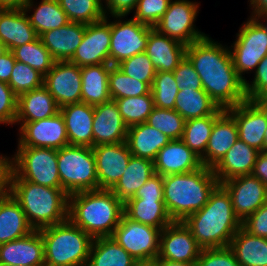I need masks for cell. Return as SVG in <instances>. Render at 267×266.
I'll list each match as a JSON object with an SVG mask.
<instances>
[{
  "label": "cell",
  "mask_w": 267,
  "mask_h": 266,
  "mask_svg": "<svg viewBox=\"0 0 267 266\" xmlns=\"http://www.w3.org/2000/svg\"><path fill=\"white\" fill-rule=\"evenodd\" d=\"M185 56L198 73L203 90L219 108L226 110L247 101L245 81L235 70L228 47L207 35L187 45Z\"/></svg>",
  "instance_id": "6da1fadb"
},
{
  "label": "cell",
  "mask_w": 267,
  "mask_h": 266,
  "mask_svg": "<svg viewBox=\"0 0 267 266\" xmlns=\"http://www.w3.org/2000/svg\"><path fill=\"white\" fill-rule=\"evenodd\" d=\"M183 222L202 249L228 247L242 227L234 213L230 194L221 184L210 194L207 204Z\"/></svg>",
  "instance_id": "7a4b0ae2"
},
{
  "label": "cell",
  "mask_w": 267,
  "mask_h": 266,
  "mask_svg": "<svg viewBox=\"0 0 267 266\" xmlns=\"http://www.w3.org/2000/svg\"><path fill=\"white\" fill-rule=\"evenodd\" d=\"M124 214V203L111 190L69 195L68 219L93 238L112 236Z\"/></svg>",
  "instance_id": "3957f363"
},
{
  "label": "cell",
  "mask_w": 267,
  "mask_h": 266,
  "mask_svg": "<svg viewBox=\"0 0 267 266\" xmlns=\"http://www.w3.org/2000/svg\"><path fill=\"white\" fill-rule=\"evenodd\" d=\"M162 178L164 204L173 221H184L202 209L220 184L212 168L204 165L192 172L170 174Z\"/></svg>",
  "instance_id": "277c9868"
},
{
  "label": "cell",
  "mask_w": 267,
  "mask_h": 266,
  "mask_svg": "<svg viewBox=\"0 0 267 266\" xmlns=\"http://www.w3.org/2000/svg\"><path fill=\"white\" fill-rule=\"evenodd\" d=\"M9 193L20 204L34 230L68 219L69 195L63 189L10 177Z\"/></svg>",
  "instance_id": "5b68a950"
},
{
  "label": "cell",
  "mask_w": 267,
  "mask_h": 266,
  "mask_svg": "<svg viewBox=\"0 0 267 266\" xmlns=\"http://www.w3.org/2000/svg\"><path fill=\"white\" fill-rule=\"evenodd\" d=\"M45 266H87L94 238L70 219L39 229Z\"/></svg>",
  "instance_id": "8992f818"
},
{
  "label": "cell",
  "mask_w": 267,
  "mask_h": 266,
  "mask_svg": "<svg viewBox=\"0 0 267 266\" xmlns=\"http://www.w3.org/2000/svg\"><path fill=\"white\" fill-rule=\"evenodd\" d=\"M59 178L68 194L99 190L93 149L68 145L57 150Z\"/></svg>",
  "instance_id": "52a82bcc"
},
{
  "label": "cell",
  "mask_w": 267,
  "mask_h": 266,
  "mask_svg": "<svg viewBox=\"0 0 267 266\" xmlns=\"http://www.w3.org/2000/svg\"><path fill=\"white\" fill-rule=\"evenodd\" d=\"M11 158L10 177L42 186L62 189L59 178L57 149L42 147H17Z\"/></svg>",
  "instance_id": "ba28073f"
},
{
  "label": "cell",
  "mask_w": 267,
  "mask_h": 266,
  "mask_svg": "<svg viewBox=\"0 0 267 266\" xmlns=\"http://www.w3.org/2000/svg\"><path fill=\"white\" fill-rule=\"evenodd\" d=\"M236 41L229 47L233 66L238 75L255 71L260 61L267 55V34L264 29L250 17L239 28ZM250 71V72H249Z\"/></svg>",
  "instance_id": "9c48e42d"
},
{
  "label": "cell",
  "mask_w": 267,
  "mask_h": 266,
  "mask_svg": "<svg viewBox=\"0 0 267 266\" xmlns=\"http://www.w3.org/2000/svg\"><path fill=\"white\" fill-rule=\"evenodd\" d=\"M160 232L123 214L111 237L138 262L152 261L159 256Z\"/></svg>",
  "instance_id": "30bf717a"
},
{
  "label": "cell",
  "mask_w": 267,
  "mask_h": 266,
  "mask_svg": "<svg viewBox=\"0 0 267 266\" xmlns=\"http://www.w3.org/2000/svg\"><path fill=\"white\" fill-rule=\"evenodd\" d=\"M113 17L116 18L114 22L108 21L107 16L104 19L111 26L109 64L117 66L122 61L145 52L149 32L154 27L140 23L134 18L122 21L125 16Z\"/></svg>",
  "instance_id": "8fae6325"
},
{
  "label": "cell",
  "mask_w": 267,
  "mask_h": 266,
  "mask_svg": "<svg viewBox=\"0 0 267 266\" xmlns=\"http://www.w3.org/2000/svg\"><path fill=\"white\" fill-rule=\"evenodd\" d=\"M199 3L189 0H171L167 11L161 17L154 28L161 34L167 35L183 44L190 45L193 42L205 38L207 35L198 31L194 25Z\"/></svg>",
  "instance_id": "7c38bea8"
},
{
  "label": "cell",
  "mask_w": 267,
  "mask_h": 266,
  "mask_svg": "<svg viewBox=\"0 0 267 266\" xmlns=\"http://www.w3.org/2000/svg\"><path fill=\"white\" fill-rule=\"evenodd\" d=\"M235 119L238 139L258 151H264V137L267 128V99L245 101L226 109Z\"/></svg>",
  "instance_id": "4fadbf2b"
},
{
  "label": "cell",
  "mask_w": 267,
  "mask_h": 266,
  "mask_svg": "<svg viewBox=\"0 0 267 266\" xmlns=\"http://www.w3.org/2000/svg\"><path fill=\"white\" fill-rule=\"evenodd\" d=\"M20 125L18 147L61 149L68 146V136L61 113L33 122H15Z\"/></svg>",
  "instance_id": "5bb4252c"
},
{
  "label": "cell",
  "mask_w": 267,
  "mask_h": 266,
  "mask_svg": "<svg viewBox=\"0 0 267 266\" xmlns=\"http://www.w3.org/2000/svg\"><path fill=\"white\" fill-rule=\"evenodd\" d=\"M230 194L235 215L243 222L267 202V186L252 174L220 183Z\"/></svg>",
  "instance_id": "9a60e30c"
},
{
  "label": "cell",
  "mask_w": 267,
  "mask_h": 266,
  "mask_svg": "<svg viewBox=\"0 0 267 266\" xmlns=\"http://www.w3.org/2000/svg\"><path fill=\"white\" fill-rule=\"evenodd\" d=\"M202 248L183 221H173L160 232L159 258L195 264Z\"/></svg>",
  "instance_id": "2e32d148"
},
{
  "label": "cell",
  "mask_w": 267,
  "mask_h": 266,
  "mask_svg": "<svg viewBox=\"0 0 267 266\" xmlns=\"http://www.w3.org/2000/svg\"><path fill=\"white\" fill-rule=\"evenodd\" d=\"M44 86L54 97L59 108L81 102L80 67L70 61H56L44 76Z\"/></svg>",
  "instance_id": "e0dca14e"
},
{
  "label": "cell",
  "mask_w": 267,
  "mask_h": 266,
  "mask_svg": "<svg viewBox=\"0 0 267 266\" xmlns=\"http://www.w3.org/2000/svg\"><path fill=\"white\" fill-rule=\"evenodd\" d=\"M111 26L105 20L85 25L81 44L69 60L79 67L109 64Z\"/></svg>",
  "instance_id": "ac0fdd59"
},
{
  "label": "cell",
  "mask_w": 267,
  "mask_h": 266,
  "mask_svg": "<svg viewBox=\"0 0 267 266\" xmlns=\"http://www.w3.org/2000/svg\"><path fill=\"white\" fill-rule=\"evenodd\" d=\"M99 189L110 190L124 174L132 156L126 142L92 147Z\"/></svg>",
  "instance_id": "d6986e66"
},
{
  "label": "cell",
  "mask_w": 267,
  "mask_h": 266,
  "mask_svg": "<svg viewBox=\"0 0 267 266\" xmlns=\"http://www.w3.org/2000/svg\"><path fill=\"white\" fill-rule=\"evenodd\" d=\"M93 147L126 141L128 127L124 123L115 100L94 106Z\"/></svg>",
  "instance_id": "ffe728a7"
},
{
  "label": "cell",
  "mask_w": 267,
  "mask_h": 266,
  "mask_svg": "<svg viewBox=\"0 0 267 266\" xmlns=\"http://www.w3.org/2000/svg\"><path fill=\"white\" fill-rule=\"evenodd\" d=\"M0 263L45 266L44 242L39 230L0 245Z\"/></svg>",
  "instance_id": "44dd1931"
},
{
  "label": "cell",
  "mask_w": 267,
  "mask_h": 266,
  "mask_svg": "<svg viewBox=\"0 0 267 266\" xmlns=\"http://www.w3.org/2000/svg\"><path fill=\"white\" fill-rule=\"evenodd\" d=\"M155 173L161 176L192 172L202 167L198 157L181 139L171 140L153 161Z\"/></svg>",
  "instance_id": "7402d4cb"
},
{
  "label": "cell",
  "mask_w": 267,
  "mask_h": 266,
  "mask_svg": "<svg viewBox=\"0 0 267 266\" xmlns=\"http://www.w3.org/2000/svg\"><path fill=\"white\" fill-rule=\"evenodd\" d=\"M63 116L69 145L93 147L94 106L78 102L59 109Z\"/></svg>",
  "instance_id": "603a6c76"
},
{
  "label": "cell",
  "mask_w": 267,
  "mask_h": 266,
  "mask_svg": "<svg viewBox=\"0 0 267 266\" xmlns=\"http://www.w3.org/2000/svg\"><path fill=\"white\" fill-rule=\"evenodd\" d=\"M238 140L235 119L225 110L215 121L205 154L200 158L202 165L213 168Z\"/></svg>",
  "instance_id": "cb8c5ba5"
},
{
  "label": "cell",
  "mask_w": 267,
  "mask_h": 266,
  "mask_svg": "<svg viewBox=\"0 0 267 266\" xmlns=\"http://www.w3.org/2000/svg\"><path fill=\"white\" fill-rule=\"evenodd\" d=\"M186 45L153 28L148 35L145 53L157 72H173L185 57Z\"/></svg>",
  "instance_id": "d4e9b609"
},
{
  "label": "cell",
  "mask_w": 267,
  "mask_h": 266,
  "mask_svg": "<svg viewBox=\"0 0 267 266\" xmlns=\"http://www.w3.org/2000/svg\"><path fill=\"white\" fill-rule=\"evenodd\" d=\"M259 153L260 151L238 139L212 168L213 173L219 183L237 176L252 174Z\"/></svg>",
  "instance_id": "484cf974"
},
{
  "label": "cell",
  "mask_w": 267,
  "mask_h": 266,
  "mask_svg": "<svg viewBox=\"0 0 267 266\" xmlns=\"http://www.w3.org/2000/svg\"><path fill=\"white\" fill-rule=\"evenodd\" d=\"M38 37L23 9H0V41L7 50L31 43Z\"/></svg>",
  "instance_id": "4316f807"
},
{
  "label": "cell",
  "mask_w": 267,
  "mask_h": 266,
  "mask_svg": "<svg viewBox=\"0 0 267 266\" xmlns=\"http://www.w3.org/2000/svg\"><path fill=\"white\" fill-rule=\"evenodd\" d=\"M85 33V24L69 22L68 24L47 32L39 37L55 61H69Z\"/></svg>",
  "instance_id": "83f0119b"
},
{
  "label": "cell",
  "mask_w": 267,
  "mask_h": 266,
  "mask_svg": "<svg viewBox=\"0 0 267 266\" xmlns=\"http://www.w3.org/2000/svg\"><path fill=\"white\" fill-rule=\"evenodd\" d=\"M59 106L48 89L43 85L17 97L15 122H33L55 116Z\"/></svg>",
  "instance_id": "f1b7e54d"
},
{
  "label": "cell",
  "mask_w": 267,
  "mask_h": 266,
  "mask_svg": "<svg viewBox=\"0 0 267 266\" xmlns=\"http://www.w3.org/2000/svg\"><path fill=\"white\" fill-rule=\"evenodd\" d=\"M170 141L156 128L141 123L128 128L125 142L132 156L154 161L157 153Z\"/></svg>",
  "instance_id": "f546056e"
},
{
  "label": "cell",
  "mask_w": 267,
  "mask_h": 266,
  "mask_svg": "<svg viewBox=\"0 0 267 266\" xmlns=\"http://www.w3.org/2000/svg\"><path fill=\"white\" fill-rule=\"evenodd\" d=\"M34 231L20 204L9 193L0 197V245Z\"/></svg>",
  "instance_id": "4dcf8cb0"
},
{
  "label": "cell",
  "mask_w": 267,
  "mask_h": 266,
  "mask_svg": "<svg viewBox=\"0 0 267 266\" xmlns=\"http://www.w3.org/2000/svg\"><path fill=\"white\" fill-rule=\"evenodd\" d=\"M154 174L156 173L153 161L131 156L124 174L110 190L119 200L125 203L128 199L134 197L136 192Z\"/></svg>",
  "instance_id": "1f68e13d"
},
{
  "label": "cell",
  "mask_w": 267,
  "mask_h": 266,
  "mask_svg": "<svg viewBox=\"0 0 267 266\" xmlns=\"http://www.w3.org/2000/svg\"><path fill=\"white\" fill-rule=\"evenodd\" d=\"M124 214L133 221L159 228L161 231L173 222L164 199L130 198L124 203Z\"/></svg>",
  "instance_id": "d6a6232c"
},
{
  "label": "cell",
  "mask_w": 267,
  "mask_h": 266,
  "mask_svg": "<svg viewBox=\"0 0 267 266\" xmlns=\"http://www.w3.org/2000/svg\"><path fill=\"white\" fill-rule=\"evenodd\" d=\"M228 247L240 266H267V238L254 236L241 227Z\"/></svg>",
  "instance_id": "836d02e7"
},
{
  "label": "cell",
  "mask_w": 267,
  "mask_h": 266,
  "mask_svg": "<svg viewBox=\"0 0 267 266\" xmlns=\"http://www.w3.org/2000/svg\"><path fill=\"white\" fill-rule=\"evenodd\" d=\"M110 68V64L80 67L82 79L81 102L95 106L111 99L108 83Z\"/></svg>",
  "instance_id": "e575fe53"
},
{
  "label": "cell",
  "mask_w": 267,
  "mask_h": 266,
  "mask_svg": "<svg viewBox=\"0 0 267 266\" xmlns=\"http://www.w3.org/2000/svg\"><path fill=\"white\" fill-rule=\"evenodd\" d=\"M35 5L36 3L34 4L33 0H28L24 5L23 11L26 13L29 11L28 13H30L31 9L35 10L33 14L29 16L27 14V17L38 36L70 22L66 13L60 7L58 0H42L39 5Z\"/></svg>",
  "instance_id": "d590c367"
},
{
  "label": "cell",
  "mask_w": 267,
  "mask_h": 266,
  "mask_svg": "<svg viewBox=\"0 0 267 266\" xmlns=\"http://www.w3.org/2000/svg\"><path fill=\"white\" fill-rule=\"evenodd\" d=\"M174 110L185 120L221 115L225 111V109L219 108L203 89L179 90Z\"/></svg>",
  "instance_id": "8d00e7d4"
},
{
  "label": "cell",
  "mask_w": 267,
  "mask_h": 266,
  "mask_svg": "<svg viewBox=\"0 0 267 266\" xmlns=\"http://www.w3.org/2000/svg\"><path fill=\"white\" fill-rule=\"evenodd\" d=\"M134 259L111 236L94 238L87 266H134Z\"/></svg>",
  "instance_id": "74e56055"
},
{
  "label": "cell",
  "mask_w": 267,
  "mask_h": 266,
  "mask_svg": "<svg viewBox=\"0 0 267 266\" xmlns=\"http://www.w3.org/2000/svg\"><path fill=\"white\" fill-rule=\"evenodd\" d=\"M220 115H209L202 118L185 120L181 140L198 156L205 154L214 121Z\"/></svg>",
  "instance_id": "f35d334b"
},
{
  "label": "cell",
  "mask_w": 267,
  "mask_h": 266,
  "mask_svg": "<svg viewBox=\"0 0 267 266\" xmlns=\"http://www.w3.org/2000/svg\"><path fill=\"white\" fill-rule=\"evenodd\" d=\"M15 60L29 65L44 76L51 70L55 59L42 43L40 37L35 41L20 45L11 50Z\"/></svg>",
  "instance_id": "ab89813d"
},
{
  "label": "cell",
  "mask_w": 267,
  "mask_h": 266,
  "mask_svg": "<svg viewBox=\"0 0 267 266\" xmlns=\"http://www.w3.org/2000/svg\"><path fill=\"white\" fill-rule=\"evenodd\" d=\"M126 126L146 123L148 116L154 109L151 91L148 94L137 97L114 99Z\"/></svg>",
  "instance_id": "60d3db41"
},
{
  "label": "cell",
  "mask_w": 267,
  "mask_h": 266,
  "mask_svg": "<svg viewBox=\"0 0 267 266\" xmlns=\"http://www.w3.org/2000/svg\"><path fill=\"white\" fill-rule=\"evenodd\" d=\"M70 22L85 25L105 18L102 0H58Z\"/></svg>",
  "instance_id": "b9f144b4"
},
{
  "label": "cell",
  "mask_w": 267,
  "mask_h": 266,
  "mask_svg": "<svg viewBox=\"0 0 267 266\" xmlns=\"http://www.w3.org/2000/svg\"><path fill=\"white\" fill-rule=\"evenodd\" d=\"M109 93L111 99L137 97L148 94L151 87L124 74L117 66H112L108 75Z\"/></svg>",
  "instance_id": "7bdbcfd3"
},
{
  "label": "cell",
  "mask_w": 267,
  "mask_h": 266,
  "mask_svg": "<svg viewBox=\"0 0 267 266\" xmlns=\"http://www.w3.org/2000/svg\"><path fill=\"white\" fill-rule=\"evenodd\" d=\"M146 124L156 128L170 140H178L182 138L185 119L174 109L154 107Z\"/></svg>",
  "instance_id": "ee69618b"
},
{
  "label": "cell",
  "mask_w": 267,
  "mask_h": 266,
  "mask_svg": "<svg viewBox=\"0 0 267 266\" xmlns=\"http://www.w3.org/2000/svg\"><path fill=\"white\" fill-rule=\"evenodd\" d=\"M179 88L173 72H156L151 87L154 106L163 109H174Z\"/></svg>",
  "instance_id": "f6af8a7d"
},
{
  "label": "cell",
  "mask_w": 267,
  "mask_h": 266,
  "mask_svg": "<svg viewBox=\"0 0 267 266\" xmlns=\"http://www.w3.org/2000/svg\"><path fill=\"white\" fill-rule=\"evenodd\" d=\"M8 85L18 97L44 85V75L27 64L15 61Z\"/></svg>",
  "instance_id": "bcb514c9"
},
{
  "label": "cell",
  "mask_w": 267,
  "mask_h": 266,
  "mask_svg": "<svg viewBox=\"0 0 267 266\" xmlns=\"http://www.w3.org/2000/svg\"><path fill=\"white\" fill-rule=\"evenodd\" d=\"M117 67L129 77L147 83L152 87L156 69L145 52L136 54L119 63Z\"/></svg>",
  "instance_id": "7dc6e473"
},
{
  "label": "cell",
  "mask_w": 267,
  "mask_h": 266,
  "mask_svg": "<svg viewBox=\"0 0 267 266\" xmlns=\"http://www.w3.org/2000/svg\"><path fill=\"white\" fill-rule=\"evenodd\" d=\"M170 2L171 0H138L133 18L154 27L167 11Z\"/></svg>",
  "instance_id": "c3c4849f"
},
{
  "label": "cell",
  "mask_w": 267,
  "mask_h": 266,
  "mask_svg": "<svg viewBox=\"0 0 267 266\" xmlns=\"http://www.w3.org/2000/svg\"><path fill=\"white\" fill-rule=\"evenodd\" d=\"M195 266H240L229 247L202 249Z\"/></svg>",
  "instance_id": "681fc988"
},
{
  "label": "cell",
  "mask_w": 267,
  "mask_h": 266,
  "mask_svg": "<svg viewBox=\"0 0 267 266\" xmlns=\"http://www.w3.org/2000/svg\"><path fill=\"white\" fill-rule=\"evenodd\" d=\"M252 81H245V93L248 101L267 99V55L260 61Z\"/></svg>",
  "instance_id": "f907efd6"
},
{
  "label": "cell",
  "mask_w": 267,
  "mask_h": 266,
  "mask_svg": "<svg viewBox=\"0 0 267 266\" xmlns=\"http://www.w3.org/2000/svg\"><path fill=\"white\" fill-rule=\"evenodd\" d=\"M173 74L179 90L194 89L197 91L203 89L198 73L186 56L179 62Z\"/></svg>",
  "instance_id": "816d5d0a"
},
{
  "label": "cell",
  "mask_w": 267,
  "mask_h": 266,
  "mask_svg": "<svg viewBox=\"0 0 267 266\" xmlns=\"http://www.w3.org/2000/svg\"><path fill=\"white\" fill-rule=\"evenodd\" d=\"M16 115L17 96L7 83L0 81V124H15Z\"/></svg>",
  "instance_id": "f5cc1de1"
},
{
  "label": "cell",
  "mask_w": 267,
  "mask_h": 266,
  "mask_svg": "<svg viewBox=\"0 0 267 266\" xmlns=\"http://www.w3.org/2000/svg\"><path fill=\"white\" fill-rule=\"evenodd\" d=\"M242 227L254 236L267 238V202L249 215L242 222Z\"/></svg>",
  "instance_id": "db71d44e"
},
{
  "label": "cell",
  "mask_w": 267,
  "mask_h": 266,
  "mask_svg": "<svg viewBox=\"0 0 267 266\" xmlns=\"http://www.w3.org/2000/svg\"><path fill=\"white\" fill-rule=\"evenodd\" d=\"M132 198L139 199H163V178L154 174Z\"/></svg>",
  "instance_id": "11a10c76"
},
{
  "label": "cell",
  "mask_w": 267,
  "mask_h": 266,
  "mask_svg": "<svg viewBox=\"0 0 267 266\" xmlns=\"http://www.w3.org/2000/svg\"><path fill=\"white\" fill-rule=\"evenodd\" d=\"M102 1H103L102 3H105V5H102L105 16H108L109 14H111V16H127L134 9H136L138 4V0H102Z\"/></svg>",
  "instance_id": "9f6ffc18"
},
{
  "label": "cell",
  "mask_w": 267,
  "mask_h": 266,
  "mask_svg": "<svg viewBox=\"0 0 267 266\" xmlns=\"http://www.w3.org/2000/svg\"><path fill=\"white\" fill-rule=\"evenodd\" d=\"M11 175V158L0 155V197L9 194Z\"/></svg>",
  "instance_id": "6f0895ef"
},
{
  "label": "cell",
  "mask_w": 267,
  "mask_h": 266,
  "mask_svg": "<svg viewBox=\"0 0 267 266\" xmlns=\"http://www.w3.org/2000/svg\"><path fill=\"white\" fill-rule=\"evenodd\" d=\"M15 58L11 51H7L0 57V81L7 83L10 80L11 73L15 64Z\"/></svg>",
  "instance_id": "680465c9"
},
{
  "label": "cell",
  "mask_w": 267,
  "mask_h": 266,
  "mask_svg": "<svg viewBox=\"0 0 267 266\" xmlns=\"http://www.w3.org/2000/svg\"><path fill=\"white\" fill-rule=\"evenodd\" d=\"M252 175L267 186V151H262L258 154Z\"/></svg>",
  "instance_id": "91938a15"
},
{
  "label": "cell",
  "mask_w": 267,
  "mask_h": 266,
  "mask_svg": "<svg viewBox=\"0 0 267 266\" xmlns=\"http://www.w3.org/2000/svg\"><path fill=\"white\" fill-rule=\"evenodd\" d=\"M250 7L253 10L251 13V18L254 16H260L267 14V0H249Z\"/></svg>",
  "instance_id": "94428289"
},
{
  "label": "cell",
  "mask_w": 267,
  "mask_h": 266,
  "mask_svg": "<svg viewBox=\"0 0 267 266\" xmlns=\"http://www.w3.org/2000/svg\"><path fill=\"white\" fill-rule=\"evenodd\" d=\"M28 0H0V9H23Z\"/></svg>",
  "instance_id": "6125c7cd"
},
{
  "label": "cell",
  "mask_w": 267,
  "mask_h": 266,
  "mask_svg": "<svg viewBox=\"0 0 267 266\" xmlns=\"http://www.w3.org/2000/svg\"><path fill=\"white\" fill-rule=\"evenodd\" d=\"M155 266H195V264L184 263V262H173L166 259L157 257L155 260Z\"/></svg>",
  "instance_id": "be15d7a7"
},
{
  "label": "cell",
  "mask_w": 267,
  "mask_h": 266,
  "mask_svg": "<svg viewBox=\"0 0 267 266\" xmlns=\"http://www.w3.org/2000/svg\"><path fill=\"white\" fill-rule=\"evenodd\" d=\"M252 18L264 29L265 33L267 34V14H263L260 16H254ZM264 22H266V23H264Z\"/></svg>",
  "instance_id": "e7e4bbea"
},
{
  "label": "cell",
  "mask_w": 267,
  "mask_h": 266,
  "mask_svg": "<svg viewBox=\"0 0 267 266\" xmlns=\"http://www.w3.org/2000/svg\"><path fill=\"white\" fill-rule=\"evenodd\" d=\"M134 266H155V262L152 261H139Z\"/></svg>",
  "instance_id": "03108f58"
},
{
  "label": "cell",
  "mask_w": 267,
  "mask_h": 266,
  "mask_svg": "<svg viewBox=\"0 0 267 266\" xmlns=\"http://www.w3.org/2000/svg\"><path fill=\"white\" fill-rule=\"evenodd\" d=\"M6 46L0 41V57L3 56L7 52Z\"/></svg>",
  "instance_id": "003e7915"
},
{
  "label": "cell",
  "mask_w": 267,
  "mask_h": 266,
  "mask_svg": "<svg viewBox=\"0 0 267 266\" xmlns=\"http://www.w3.org/2000/svg\"><path fill=\"white\" fill-rule=\"evenodd\" d=\"M264 151H267V128H266L265 137H264Z\"/></svg>",
  "instance_id": "a7ac6f4b"
},
{
  "label": "cell",
  "mask_w": 267,
  "mask_h": 266,
  "mask_svg": "<svg viewBox=\"0 0 267 266\" xmlns=\"http://www.w3.org/2000/svg\"><path fill=\"white\" fill-rule=\"evenodd\" d=\"M0 266H26V265H9V264L0 263Z\"/></svg>",
  "instance_id": "89a4df30"
}]
</instances>
